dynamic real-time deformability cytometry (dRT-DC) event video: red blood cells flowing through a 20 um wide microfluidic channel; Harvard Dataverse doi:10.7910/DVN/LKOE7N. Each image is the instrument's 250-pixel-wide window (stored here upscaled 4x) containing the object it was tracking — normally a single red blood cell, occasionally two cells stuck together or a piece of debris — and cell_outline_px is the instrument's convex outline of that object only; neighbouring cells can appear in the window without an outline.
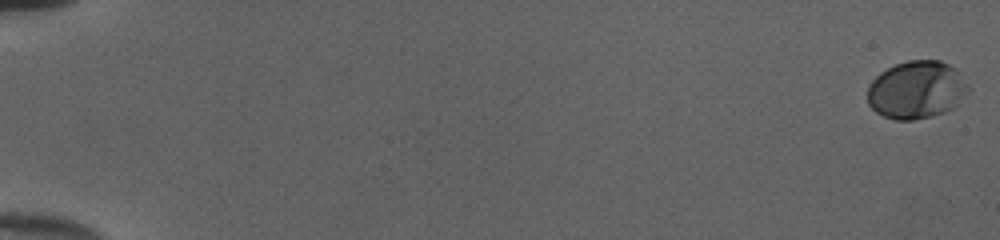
{"species": "human", "species_latin": "Homo sapiens", "temperature_condition": "cold", "stored_images_in_passage": 53, "camera_frame_rate_fps": 3000, "um_per_image_px": 0.085, "donor": {"sex": "female"}, "frame": {"image": 1, "passage_image": 1, "time_ms": 0.0, "image_size_px": [1000, 240], "cell_outline_px": [[972, 88], [952, 108], [944, 112], [932, 116], [912, 120], [896, 120], [884, 116], [876, 112], [868, 104], [868, 88], [872, 80], [880, 72], [896, 64], [908, 60], [940, 60], [956, 68], [960, 72]], "centroid_in_image_um": [77.93, 7.62], "position_along_channel_um": 7.1, "area_um2": 34.1}}
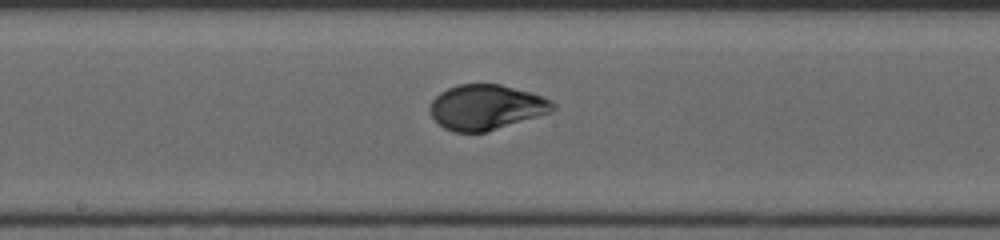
{"frame": {"image": 2, "passage_image": 31, "time_ms": 10.0, "image_size_px": [1000, 240], "cell_outline_px": [[556, 108], [552, 112], [484, 132], [452, 132], [444, 128], [432, 116], [428, 108], [432, 100], [440, 92], [456, 84], [500, 84], [528, 92], [552, 100], [556, 104]], "centroid_in_image_um": [41.31, 9.11], "position_along_channel_um": 206.9, "area_um2": 32.14}}
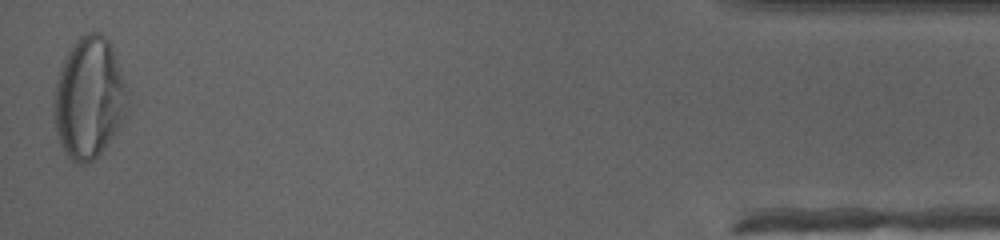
{"frame": {"image": 3, "passage_image": 53, "time_ms": 17.333, "image_size_px": [1000, 240], "cell_outline_px": [[128, 116], [104, 148], [88, 164], [80, 164], [72, 160], [64, 152], [60, 144], [56, 132], [52, 112], [52, 104], [56, 80], [64, 56], [72, 44], [80, 36], [88, 32], [100, 32], [108, 40], [112, 48], [124, 80], [128, 92]], "centroid_in_image_um": [7.55, 8.34], "position_along_channel_um": 427.6, "area_um2": 52.66}, "authors_computed_cell_mechanics": {"area_um2": 32.946, "velocity_mm_per_s": 4.0233, "shape_relaxation_time_tau1_ms": 3.4559, "shape_relaxation_time_tau2_ms": null, "deformation_change_tau1": 0.1696, "deformation_change_tau2": null}}